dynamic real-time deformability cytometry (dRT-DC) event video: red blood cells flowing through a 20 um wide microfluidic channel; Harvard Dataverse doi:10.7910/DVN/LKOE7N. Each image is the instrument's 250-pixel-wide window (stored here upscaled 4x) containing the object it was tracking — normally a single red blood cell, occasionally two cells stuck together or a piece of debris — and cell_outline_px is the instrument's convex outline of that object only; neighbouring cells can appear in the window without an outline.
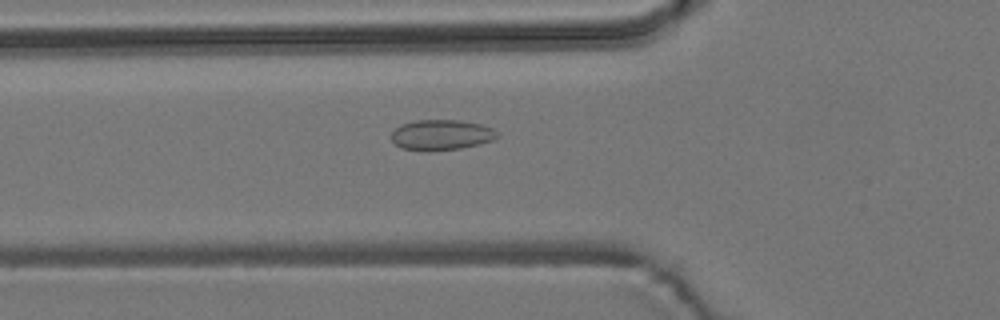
{"species": "common noctule bat (a hibernating species)", "species_latin": "Nyctalus noctula", "temperature_condition": "room temperature", "stored_images_in_passage": 39, "camera_frame_rate_fps": 3000, "um_per_image_px": 0.085, "animal": {"sex": "male", "body_mass_g": 19.2, "forearm_length_mm": 51.8}, "frame": {"image": 1, "passage_image": 4, "time_ms": 1.0, "image_size_px": [1000, 320], "cell_outline_px": [[500, 136], [492, 140], [480, 144], [460, 148], [428, 152], [400, 148], [392, 140], [392, 132], [400, 124], [416, 120], [460, 120], [480, 124], [492, 128], [500, 132]], "centroid_in_image_um": [37.53, 11.47], "position_along_channel_um": 88.3, "area_um2": 19.02}}
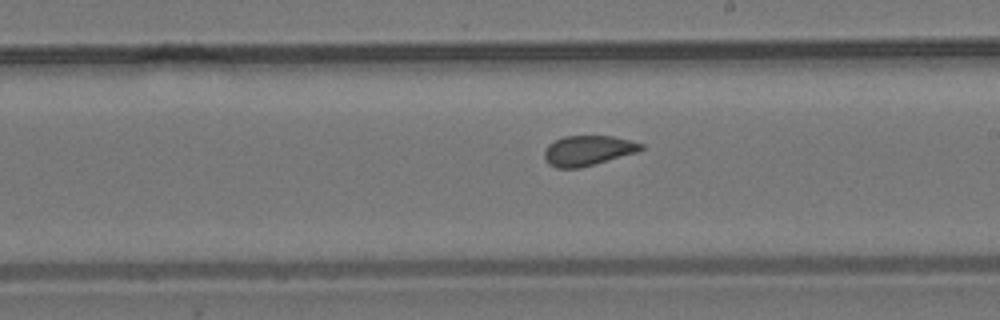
{"frame": {"image": 2, "passage_image": 16, "time_ms": 5.0, "image_size_px": [1000, 320], "cell_outline_px": [[644, 148], [636, 152], [580, 168], [556, 168], [548, 164], [544, 156], [544, 152], [548, 144], [564, 136], [612, 136], [644, 144]], "centroid_in_image_um": [49.94, 12.8], "position_along_channel_um": 239.1, "area_um2": 16.76}}
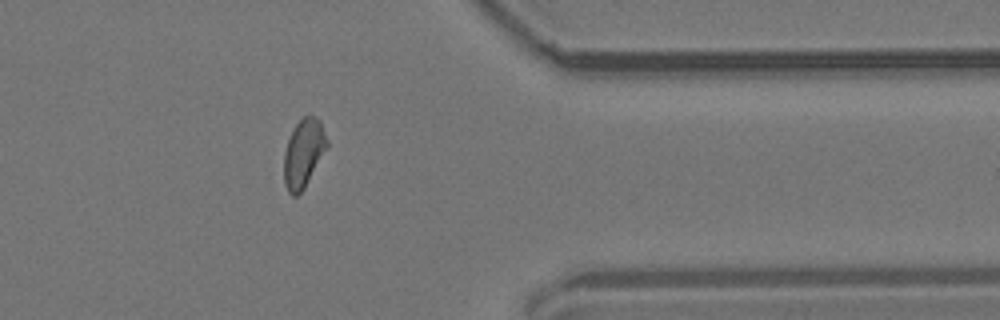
{"frame": {"image": 3, "passage_image": 29, "time_ms": 9.333, "image_size_px": [1000, 320], "cell_outline_px": [[328, 148], [304, 188], [296, 196], [292, 196], [288, 192], [284, 184], [284, 152], [292, 128], [308, 112], [316, 116], [320, 120], [328, 140]], "centroid_in_image_um": [25.81, 12.98], "position_along_channel_um": 385.6, "area_um2": 17.46}, "authors_computed_cell_mechanics": {"area_um2": 17.3978, "velocity_mm_per_s": 3.751, "shape_relaxation_time_tau1_ms": null, "shape_relaxation_time_tau2_ms": 1.4519, "deformation_change_tau1": null, "deformation_change_tau2": 0.0677}}